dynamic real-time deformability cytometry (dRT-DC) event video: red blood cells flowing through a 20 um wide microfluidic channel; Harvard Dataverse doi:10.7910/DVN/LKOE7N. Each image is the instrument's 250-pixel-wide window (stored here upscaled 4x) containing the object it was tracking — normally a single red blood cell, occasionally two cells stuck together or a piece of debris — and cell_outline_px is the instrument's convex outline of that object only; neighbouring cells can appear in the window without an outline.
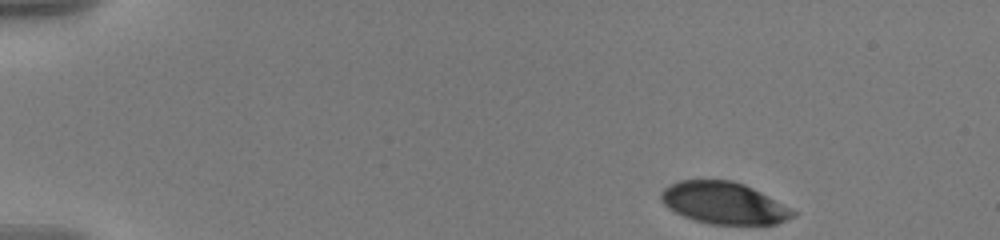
{"species": "human", "species_latin": "Homo sapiens", "temperature_condition": "warm", "stored_images_in_passage": 51, "camera_frame_rate_fps": 3000, "um_per_image_px": 0.085, "donor": {"sex": "male"}, "frame": {"image": 1, "passage_image": 1, "time_ms": 0.0, "image_size_px": [1000, 240], "cell_outline_px": [[796, 216], [776, 224], [708, 224], [684, 216], [668, 208], [660, 200], [660, 192], [664, 188], [680, 180], [732, 180], [744, 184], [768, 196], [796, 212]], "centroid_in_image_um": [61.5, 17.26], "position_along_channel_um": 23.5, "area_um2": 31.91}}
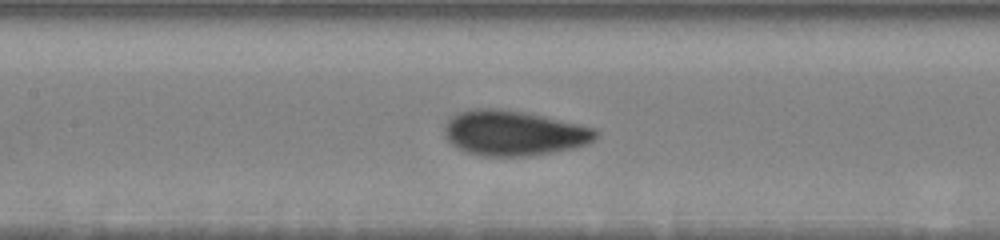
{"frame": {"image": 2, "passage_image": 22, "time_ms": 7.0, "image_size_px": [1000, 240], "cell_outline_px": [[600, 132], [588, 144], [572, 148], [552, 152], [528, 156], [480, 156], [464, 152], [452, 144], [448, 140], [444, 132], [444, 128], [448, 120], [452, 116], [460, 112], [472, 108], [500, 108], [524, 112], [544, 116], [596, 128]], "centroid_in_image_um": [43.66, 11.31], "position_along_channel_um": 163.7, "area_um2": 39.88}}
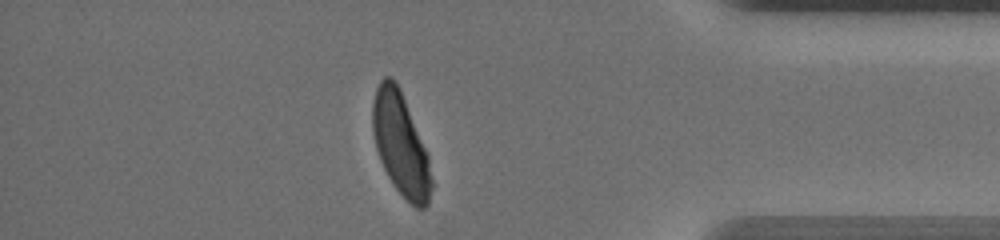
{"frame": {"image": 3, "passage_image": 44, "time_ms": 14.333, "image_size_px": [1000, 240], "cell_outline_px": [[432, 188], [428, 204], [424, 208], [416, 208], [392, 184], [380, 160], [376, 148], [372, 132], [372, 104], [376, 88], [380, 80], [384, 76], [392, 76], [396, 80], [400, 88], [428, 156], [432, 180]], "centroid_in_image_um": [34.03, 12.23], "position_along_channel_um": 401.2, "area_um2": 34.97}, "authors_computed_cell_mechanics": {"area_um2": 37.0498, "velocity_mm_per_s": 3.5604, "shape_relaxation_time_tau1_ms": 3.6949, "shape_relaxation_time_tau2_ms": null, "deformation_change_tau1": 0.1647, "deformation_change_tau2": null}}